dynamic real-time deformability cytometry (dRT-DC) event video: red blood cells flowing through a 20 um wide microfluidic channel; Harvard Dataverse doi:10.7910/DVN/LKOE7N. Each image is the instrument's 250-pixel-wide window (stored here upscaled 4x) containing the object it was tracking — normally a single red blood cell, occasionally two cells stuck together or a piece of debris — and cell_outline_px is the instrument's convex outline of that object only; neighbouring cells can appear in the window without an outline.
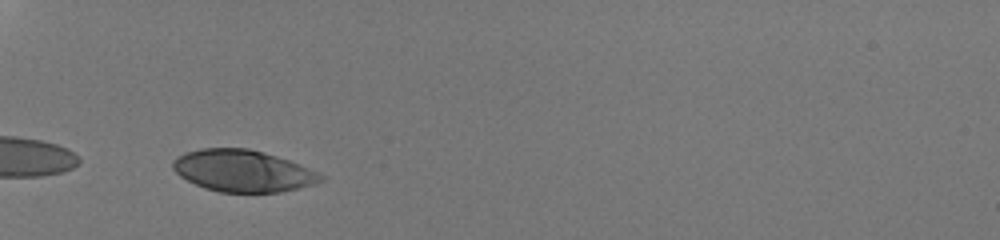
{"species": "human", "species_latin": "Homo sapiens", "temperature_condition": "room temperature", "stored_images_in_passage": 27, "camera_frame_rate_fps": 3000, "um_per_image_px": 0.085, "donor": {"sex": "male"}, "frame": {"image": 1, "passage_image": 1, "time_ms": 0.0, "image_size_px": [1000, 240], "cell_outline_px": [[324, 180], [312, 184], [280, 192], [220, 192], [204, 188], [180, 176], [172, 168], [172, 164], [180, 156], [188, 152], [200, 148], [248, 148], [264, 152], [288, 160], [308, 168], [324, 176]], "centroid_in_image_um": [20.63, 14.52], "position_along_channel_um": 64.4, "area_um2": 35.49}}
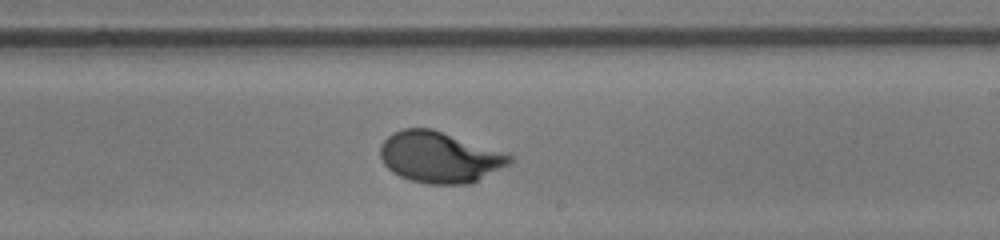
{"frame": {"image": 2, "passage_image": 16, "time_ms": 5.0, "image_size_px": [1000, 240], "cell_outline_px": [[512, 160], [508, 164], [468, 184], [428, 184], [412, 180], [400, 176], [392, 172], [384, 164], [380, 156], [380, 144], [392, 132], [404, 128], [432, 128], [512, 156]], "centroid_in_image_um": [37.27, 13.35], "position_along_channel_um": 251.7, "area_um2": 37.8}}
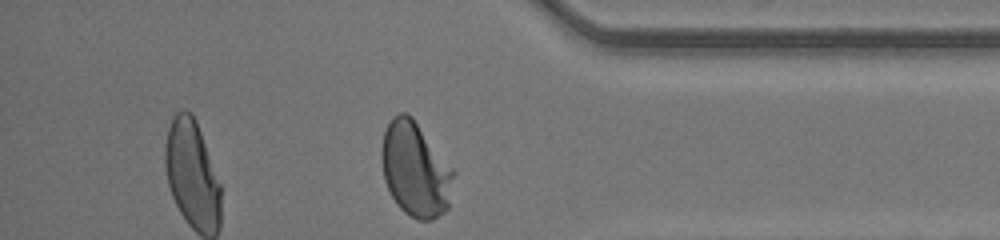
{"frame": {"image": 3, "passage_image": 27, "time_ms": 8.667, "image_size_px": [1000, 240], "cell_outline_px": [[456, 172], [448, 208], [444, 212], [432, 220], [416, 220], [404, 212], [396, 204], [384, 180], [380, 160], [380, 148], [384, 132], [392, 116], [400, 112], [408, 112], [412, 116]], "centroid_in_image_um": [35.29, 14.4], "position_along_channel_um": 399.9, "area_um2": 40.17}, "authors_computed_cell_mechanics": {"area_um2": 37.4544, "velocity_mm_per_s": 4.2209, "shape_relaxation_time_tau1_ms": 2.3547, "shape_relaxation_time_tau2_ms": null, "deformation_change_tau1": 0.1601, "deformation_change_tau2": null}}